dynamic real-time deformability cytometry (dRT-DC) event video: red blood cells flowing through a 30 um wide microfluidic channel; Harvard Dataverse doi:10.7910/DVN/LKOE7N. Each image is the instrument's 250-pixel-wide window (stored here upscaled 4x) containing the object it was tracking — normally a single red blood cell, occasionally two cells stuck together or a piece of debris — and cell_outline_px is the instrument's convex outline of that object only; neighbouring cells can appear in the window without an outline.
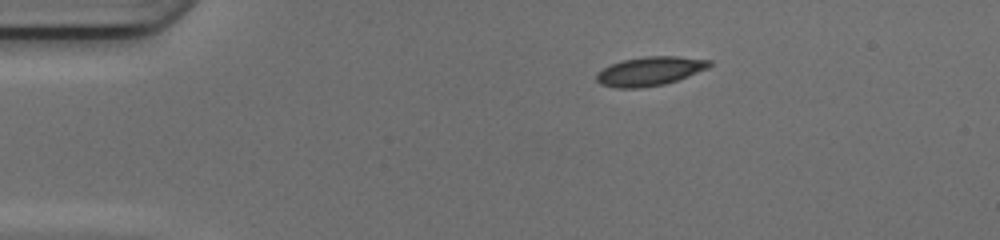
{"species": "common noctule bat (a hibernating species)", "species_latin": "Nyctalus noctula", "temperature_condition": "cold", "stored_images_in_passage": 41, "camera_frame_rate_fps": 3000, "um_per_image_px": 0.085, "animal": {"sex": "female", "body_mass_g": 17.0, "forearm_length_mm": 48.0}, "frame": {"image": 1, "passage_image": 1, "time_ms": 0.0, "image_size_px": [1000, 240], "cell_outline_px": [[712, 64], [708, 68], [688, 76], [664, 84], [640, 88], [616, 88], [600, 84], [596, 80], [596, 72], [620, 60], [644, 56], [676, 56], [712, 60]], "centroid_in_image_um": [55.22, 6.04], "position_along_channel_um": 29.8, "area_um2": 19.13}}
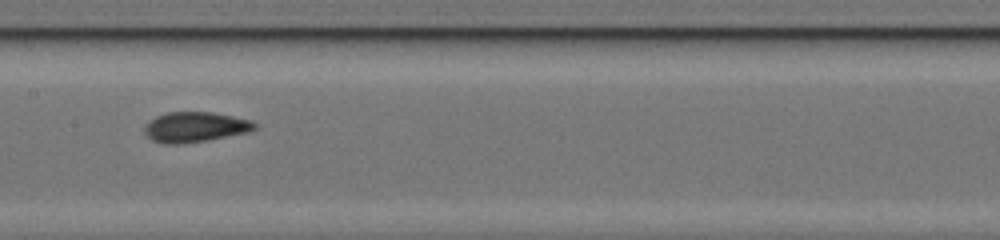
{"frame": {"image": 2, "passage_image": 17, "time_ms": 5.333, "image_size_px": [1000, 240], "cell_outline_px": [[260, 124], [256, 128], [248, 132], [208, 140], [176, 144], [164, 144], [152, 140], [144, 132], [144, 124], [148, 120], [156, 116], [168, 112], [212, 112], [252, 120]], "centroid_in_image_um": [16.58, 10.79], "position_along_channel_um": 190.8, "area_um2": 19.54}}
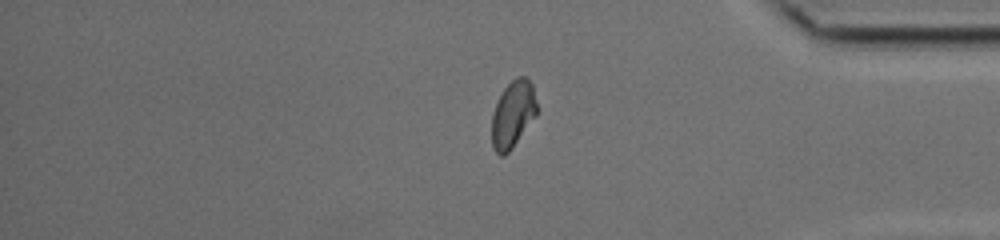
{"frame": {"image": 3, "passage_image": 33, "time_ms": 10.667, "image_size_px": [1000, 240], "cell_outline_px": [[536, 116], [512, 148], [504, 156], [500, 156], [492, 148], [492, 116], [496, 104], [504, 88], [516, 76], [524, 76], [532, 84], [536, 104]], "centroid_in_image_um": [43.58, 9.73], "position_along_channel_um": 391.6, "area_um2": 17.4}, "authors_computed_cell_mechanics": {"area_um2": 18.6694, "velocity_mm_per_s": 4.1883, "shape_relaxation_time_tau1_ms": 10.1257, "shape_relaxation_time_tau2_ms": null, "deformation_change_tau1": 0.1986, "deformation_change_tau2": null}}